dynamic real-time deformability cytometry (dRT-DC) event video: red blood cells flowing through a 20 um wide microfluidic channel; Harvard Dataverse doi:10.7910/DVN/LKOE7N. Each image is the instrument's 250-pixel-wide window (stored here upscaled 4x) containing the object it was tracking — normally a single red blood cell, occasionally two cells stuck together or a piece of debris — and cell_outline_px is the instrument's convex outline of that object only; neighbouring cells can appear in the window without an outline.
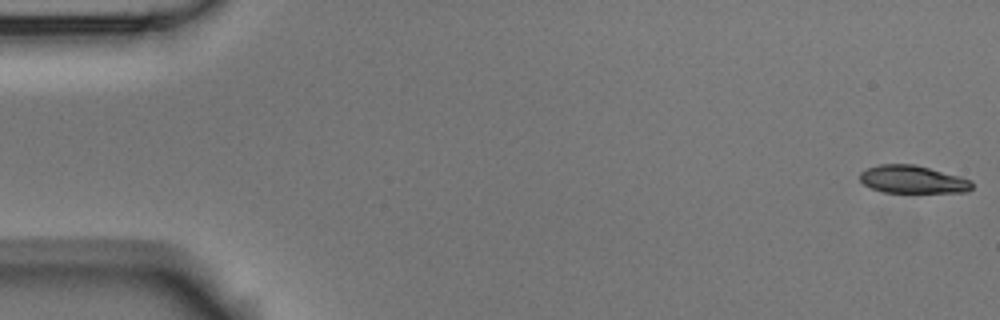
{"species": "Egyptian fruit bat (a non-hibernating species)", "species_latin": "Rousettus aegyptiacus", "temperature_condition": "room temperature", "stored_images_in_passage": 56, "camera_frame_rate_fps": 3000, "um_per_image_px": 0.085, "animal": {"sex": "male"}, "frame": {"image": 1, "passage_image": 1, "time_ms": 0.0, "image_size_px": [1000, 320], "cell_outline_px": [[972, 188], [968, 192], [884, 192], [872, 188], [864, 184], [860, 180], [860, 172], [868, 168], [880, 164], [912, 164], [960, 176], [972, 180]], "centroid_in_image_um": [77.59, 15.25], "position_along_channel_um": 7.4, "area_um2": 17.98}}
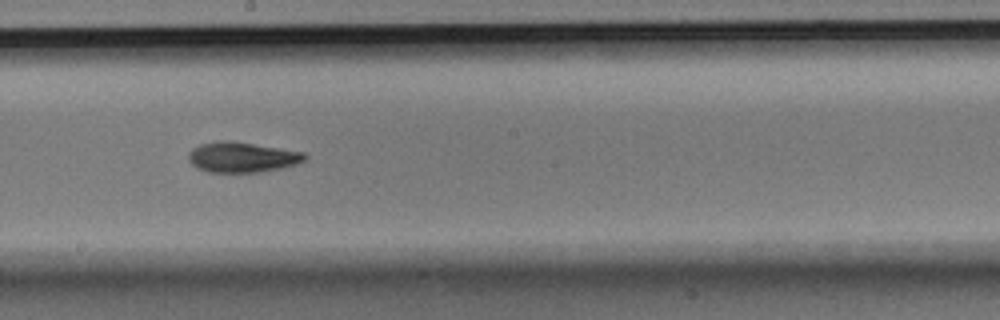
{"frame": {"image": 2, "passage_image": 31, "time_ms": 10.0, "image_size_px": [1000, 320], "cell_outline_px": [[308, 156], [304, 160], [296, 164], [280, 168], [256, 172], [208, 172], [196, 168], [188, 160], [188, 152], [192, 148], [200, 144], [216, 140], [224, 140], [280, 148], [304, 152]], "centroid_in_image_um": [20.52, 13.36], "position_along_channel_um": 227.7, "area_um2": 20.46}}
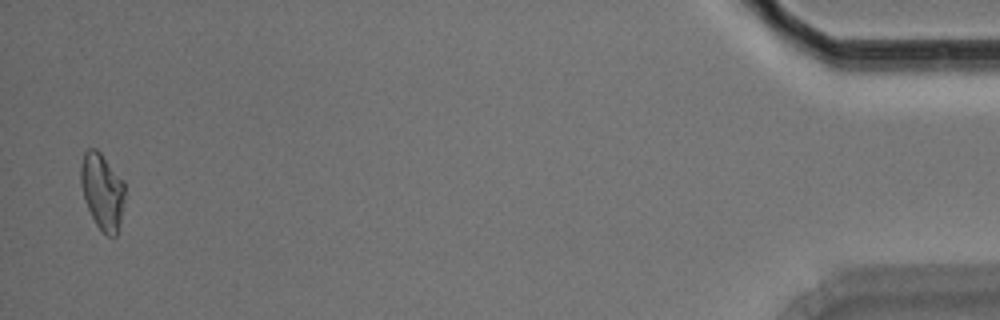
{"frame": {"image": 3, "passage_image": 55, "time_ms": 18.0, "image_size_px": [1000, 320], "cell_outline_px": [[124, 196], [120, 220], [116, 236], [108, 236], [96, 224], [84, 200], [80, 184], [80, 164], [84, 152], [88, 148], [96, 148], [100, 152], [124, 180]], "centroid_in_image_um": [8.67, 16.21], "position_along_channel_um": 426.5, "area_um2": 19.54}, "authors_computed_cell_mechanics": {"area_um2": 19.8543, "velocity_mm_per_s": 3.5896, "shape_relaxation_time_tau1_ms": 5.1646, "shape_relaxation_time_tau2_ms": 4.4127, "deformation_change_tau1": 0.1502, "deformation_change_tau2": 0.1069}}